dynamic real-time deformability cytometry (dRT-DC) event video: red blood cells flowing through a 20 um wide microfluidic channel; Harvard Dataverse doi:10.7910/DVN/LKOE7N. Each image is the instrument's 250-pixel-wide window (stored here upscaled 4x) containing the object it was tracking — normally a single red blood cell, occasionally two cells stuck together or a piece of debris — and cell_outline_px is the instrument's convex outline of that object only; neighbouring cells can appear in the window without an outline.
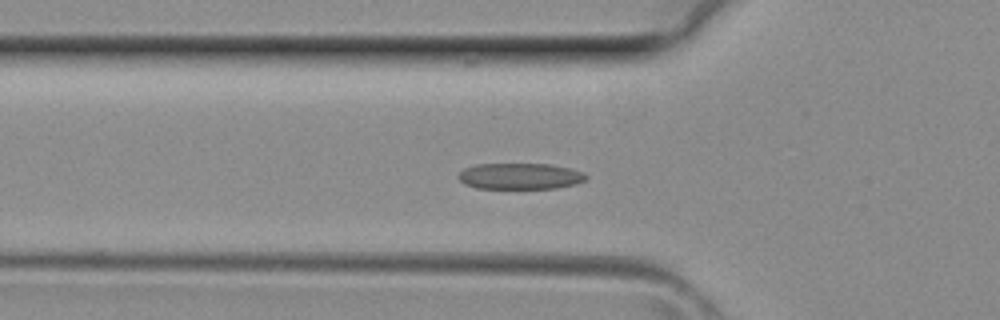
{"species": "common noctule bat (a hibernating species)", "species_latin": "Nyctalus noctula", "temperature_condition": "room temperature", "stored_images_in_passage": 41, "camera_frame_rate_fps": 3000, "um_per_image_px": 0.085, "animal": {"sex": "female", "body_mass_g": 29.2, "forearm_length_mm": 56.3}, "frame": {"image": 1, "passage_image": 14, "time_ms": 4.333, "image_size_px": [1000, 320], "cell_outline_px": [[588, 180], [576, 184], [556, 188], [476, 188], [464, 184], [456, 176], [464, 168], [476, 164], [552, 164], [584, 172], [588, 176]], "centroid_in_image_um": [44.22, 14.97], "position_along_channel_um": 81.6, "area_um2": 19.59}}
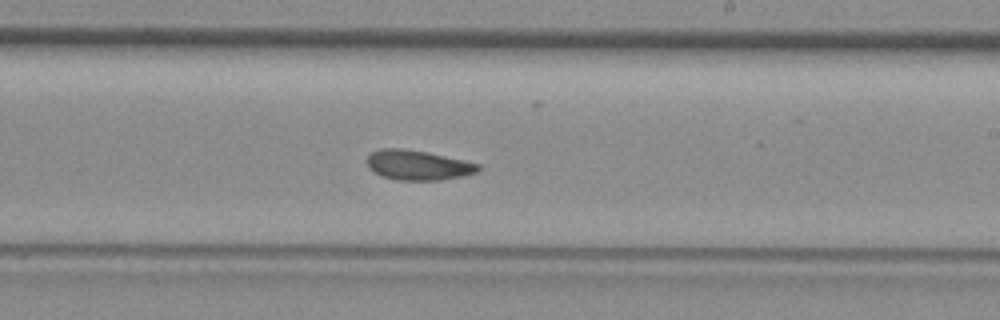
{"frame": {"image": 2, "passage_image": 24, "time_ms": 7.667, "image_size_px": [1000, 320], "cell_outline_px": [[480, 168], [476, 172], [464, 176], [440, 180], [396, 180], [380, 176], [372, 172], [368, 168], [364, 160], [372, 152], [380, 148], [404, 148], [428, 152], [480, 164]], "centroid_in_image_um": [35.45, 14.03], "position_along_channel_um": 253.5, "area_um2": 19.65}}
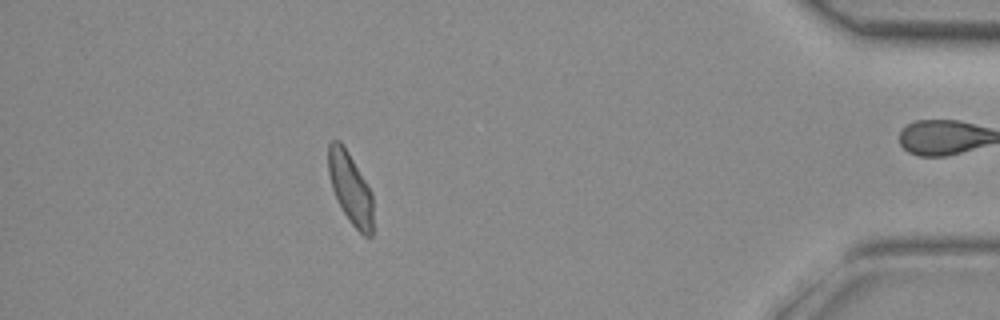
{"frame": {"image": 3, "passage_image": 36, "time_ms": 11.667, "image_size_px": [1000, 320], "cell_outline_px": [[372, 236], [364, 236], [348, 220], [332, 188], [328, 172], [328, 144], [332, 140], [340, 140], [348, 152], [372, 192]], "centroid_in_image_um": [29.77, 15.98], "position_along_channel_um": 405.4, "area_um2": 18.32}}